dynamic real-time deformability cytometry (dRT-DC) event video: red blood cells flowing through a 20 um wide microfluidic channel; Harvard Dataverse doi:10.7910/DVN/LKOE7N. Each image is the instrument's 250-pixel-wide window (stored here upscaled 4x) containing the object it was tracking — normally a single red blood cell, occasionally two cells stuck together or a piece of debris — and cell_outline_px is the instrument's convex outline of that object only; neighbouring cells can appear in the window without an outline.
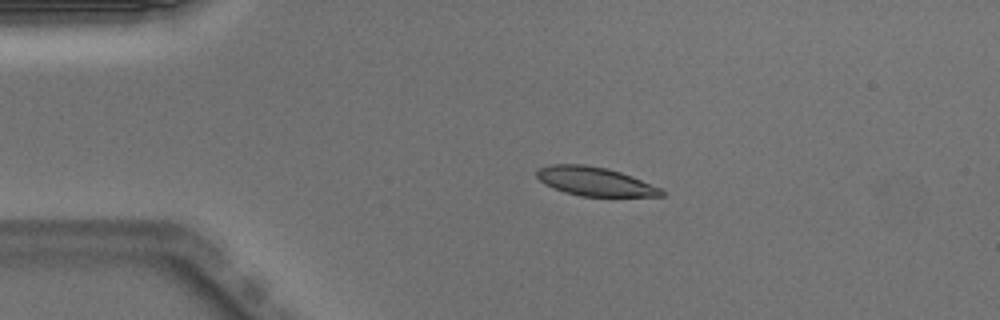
{"species": "Egyptian fruit bat (a non-hibernating species)", "species_latin": "Rousettus aegyptiacus", "temperature_condition": "warm", "stored_images_in_passage": 41, "camera_frame_rate_fps": 3000, "um_per_image_px": 0.085, "animal": {"sex": "male"}, "frame": {"image": 1, "passage_image": 1, "time_ms": 0.0, "image_size_px": [1000, 320], "cell_outline_px": [[664, 196], [580, 196], [564, 192], [552, 188], [544, 184], [536, 176], [536, 168], [552, 164], [584, 164], [608, 168], [632, 176], [660, 188], [664, 192]], "centroid_in_image_um": [50.51, 15.41], "position_along_channel_um": 34.5, "area_um2": 20.98}}
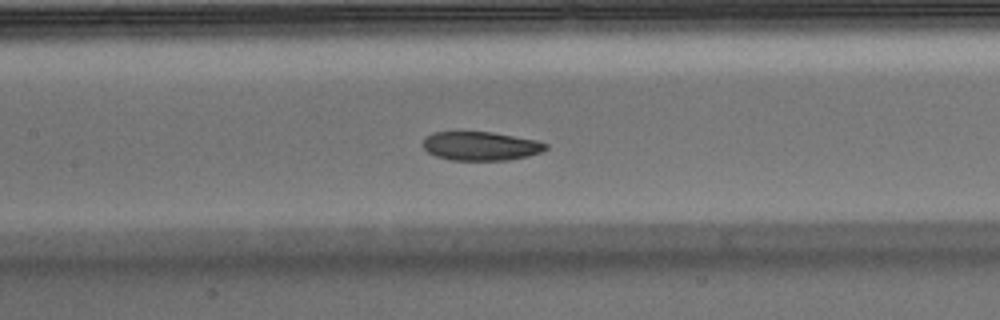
{"frame": {"image": 2, "passage_image": 14, "time_ms": 4.333, "image_size_px": [1000, 320], "cell_outline_px": [[548, 148], [540, 152], [528, 156], [508, 160], [452, 160], [436, 156], [428, 152], [424, 148], [424, 136], [432, 132], [492, 132], [536, 140], [548, 144]], "centroid_in_image_um": [40.86, 12.41], "position_along_channel_um": 166.5, "area_um2": 20.58}}
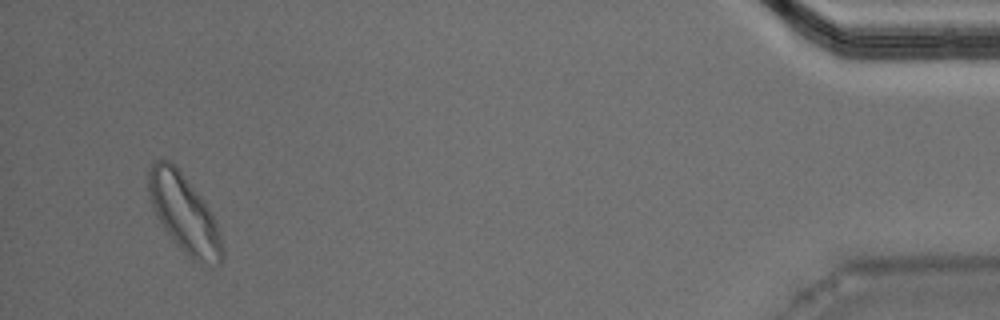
{"frame": {"image": 3, "passage_image": 39, "time_ms": 12.667, "image_size_px": [1000, 320], "cell_outline_px": [[224, 256], [220, 264], [216, 264], [192, 260], [176, 244], [164, 228], [156, 216], [152, 208], [148, 192], [148, 172], [152, 160], [160, 156], [168, 160], [184, 176], [200, 196], [208, 208], [216, 224], [224, 248]], "centroid_in_image_um": [15.61, 18.12], "position_along_channel_um": 419.6, "area_um2": 33.12}, "authors_computed_cell_mechanics": {"area_um2": 22.0796, "velocity_mm_per_s": 3.9498, "shape_relaxation_time_tau1_ms": 4.3706, "shape_relaxation_time_tau2_ms": 6.6508, "deformation_change_tau1": 0.1193, "deformation_change_tau2": 0.1407}}